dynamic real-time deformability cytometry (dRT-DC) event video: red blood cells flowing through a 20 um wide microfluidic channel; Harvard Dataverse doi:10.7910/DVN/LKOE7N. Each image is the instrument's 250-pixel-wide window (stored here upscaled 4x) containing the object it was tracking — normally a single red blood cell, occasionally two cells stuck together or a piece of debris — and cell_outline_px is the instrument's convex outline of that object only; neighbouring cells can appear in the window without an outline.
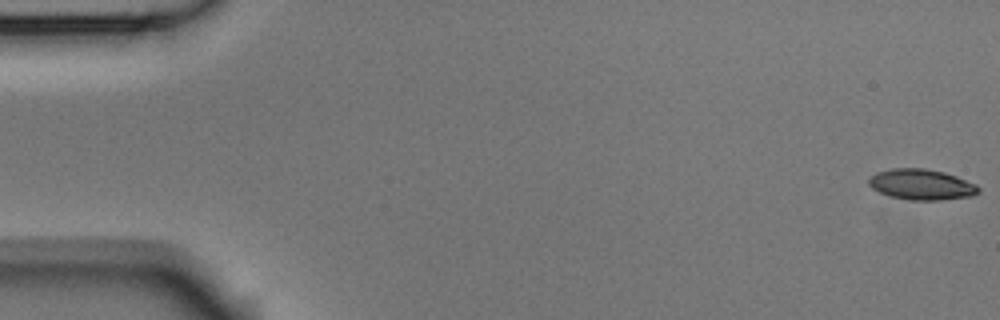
{"species": "Egyptian fruit bat (a non-hibernating species)", "species_latin": "Rousettus aegyptiacus", "temperature_condition": "room temperature", "stored_images_in_passage": 54, "camera_frame_rate_fps": 3000, "um_per_image_px": 0.085, "animal": {"sex": "male"}, "frame": {"image": 1, "passage_image": 1, "time_ms": 0.0, "image_size_px": [1000, 320], "cell_outline_px": [[980, 192], [972, 196], [940, 200], [908, 200], [888, 196], [872, 188], [868, 184], [868, 180], [876, 172], [892, 168], [924, 168], [944, 172], [956, 176], [976, 184], [980, 188]], "centroid_in_image_um": [78.33, 15.68], "position_along_channel_um": 6.7, "area_um2": 19.71}}
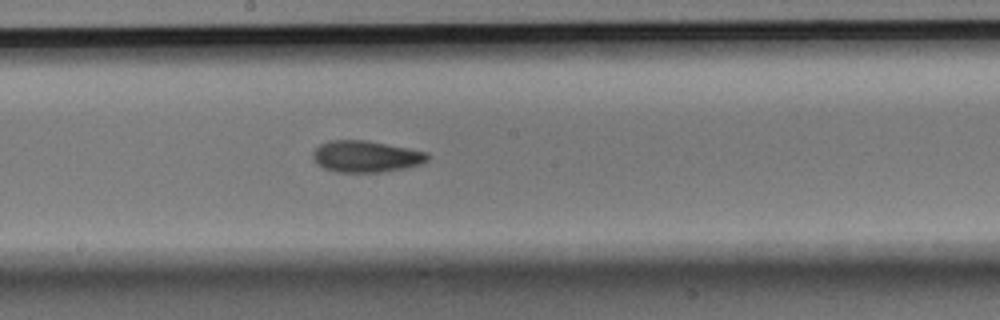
{"frame": {"image": 2, "passage_image": 29, "time_ms": 9.333, "image_size_px": [1000, 320], "cell_outline_px": [[432, 156], [424, 164], [404, 168], [380, 172], [336, 172], [324, 168], [316, 164], [312, 156], [312, 152], [320, 144], [328, 140], [368, 140], [428, 152]], "centroid_in_image_um": [31.13, 13.29], "position_along_channel_um": 217.1, "area_um2": 21.39}}
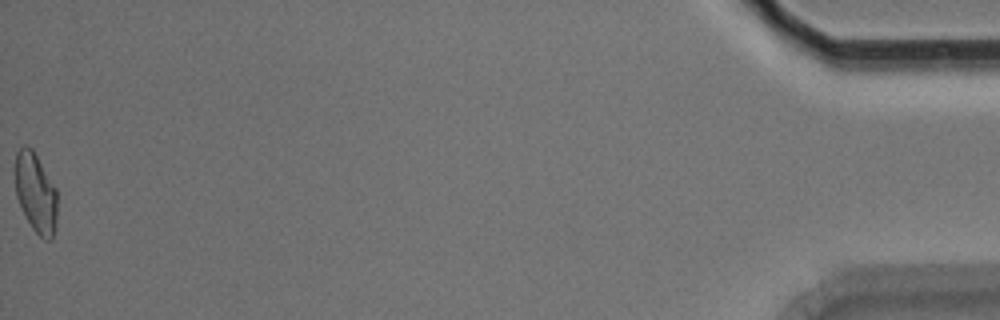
{"frame": {"image": 3, "passage_image": 54, "time_ms": 17.667, "image_size_px": [1000, 320], "cell_outline_px": [[56, 224], [52, 240], [44, 240], [32, 228], [16, 196], [12, 172], [16, 152], [24, 144], [32, 148], [56, 188]], "centroid_in_image_um": [2.99, 16.34], "position_along_channel_um": 432.2, "area_um2": 19.88}, "authors_computed_cell_mechanics": {"area_um2": 20.2589, "velocity_mm_per_s": 3.7834, "shape_relaxation_time_tau1_ms": 8.6785, "shape_relaxation_time_tau2_ms": 3.8565, "deformation_change_tau1": 0.1929, "deformation_change_tau2": 0.1022}}